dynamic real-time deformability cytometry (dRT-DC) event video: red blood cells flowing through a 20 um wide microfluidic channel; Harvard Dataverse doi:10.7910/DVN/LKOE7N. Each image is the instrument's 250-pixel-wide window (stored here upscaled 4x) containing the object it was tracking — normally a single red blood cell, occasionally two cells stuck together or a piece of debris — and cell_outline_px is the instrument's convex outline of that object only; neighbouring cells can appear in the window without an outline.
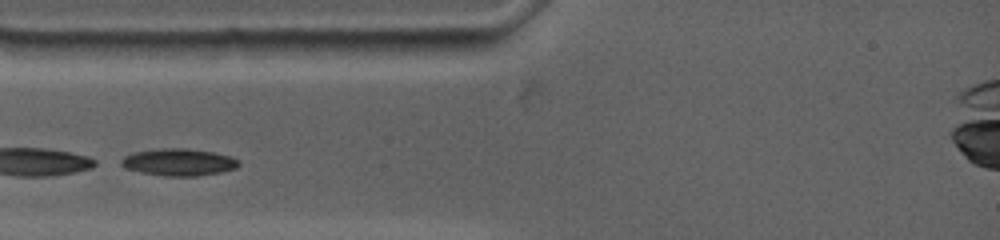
{"species": "common noctule bat (a hibernating species)", "species_latin": "Nyctalus noctula", "temperature_condition": "warm", "stored_images_in_passage": 28, "camera_frame_rate_fps": 4500, "um_per_image_px": 0.085, "animal": {"sex": "female", "body_mass_g": 19.0, "forearm_length_mm": 53.3}, "frame": {"image": 1, "passage_image": 1, "time_ms": 0.0, "image_size_px": [1000, 240], "cell_outline_px": [[240, 164], [236, 168], [220, 172], [196, 176], [164, 176], [140, 172], [124, 168], [120, 164], [120, 160], [124, 156], [132, 152], [160, 148], [188, 148], [212, 152], [232, 156], [240, 160]], "centroid_in_image_um": [15.18, 13.78], "position_along_channel_um": 69.8, "area_um2": 18.79}}
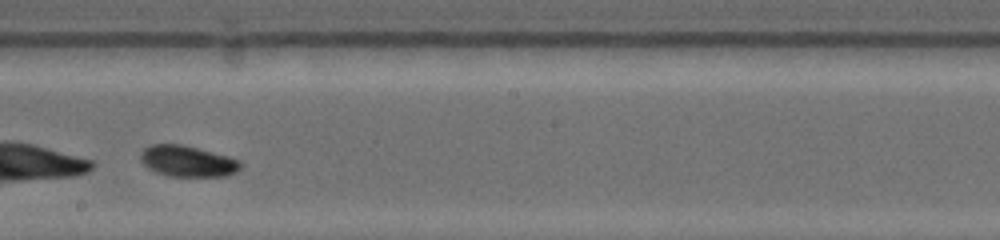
{"frame": {"image": 2, "passage_image": 15, "time_ms": 4.444, "image_size_px": [1000, 240], "cell_outline_px": [[240, 168], [236, 172], [228, 176], [168, 176], [156, 172], [148, 168], [140, 160], [140, 152], [144, 148], [152, 144], [180, 144], [228, 156], [240, 160]], "centroid_in_image_um": [15.92, 13.7], "position_along_channel_um": 232.3, "area_um2": 18.03}}
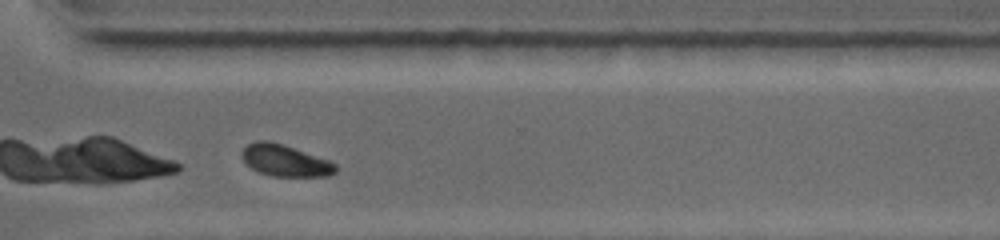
{"frame": {"image": 3, "passage_image": 26, "time_ms": 7.556, "image_size_px": [1000, 240], "cell_outline_px": [[336, 172], [328, 176], [272, 176], [260, 172], [252, 168], [240, 156], [240, 152], [248, 144], [256, 140], [268, 140], [284, 144], [328, 160], [336, 164]], "centroid_in_image_um": [24.21, 13.63], "position_along_channel_um": 346.4, "area_um2": 17.22}}